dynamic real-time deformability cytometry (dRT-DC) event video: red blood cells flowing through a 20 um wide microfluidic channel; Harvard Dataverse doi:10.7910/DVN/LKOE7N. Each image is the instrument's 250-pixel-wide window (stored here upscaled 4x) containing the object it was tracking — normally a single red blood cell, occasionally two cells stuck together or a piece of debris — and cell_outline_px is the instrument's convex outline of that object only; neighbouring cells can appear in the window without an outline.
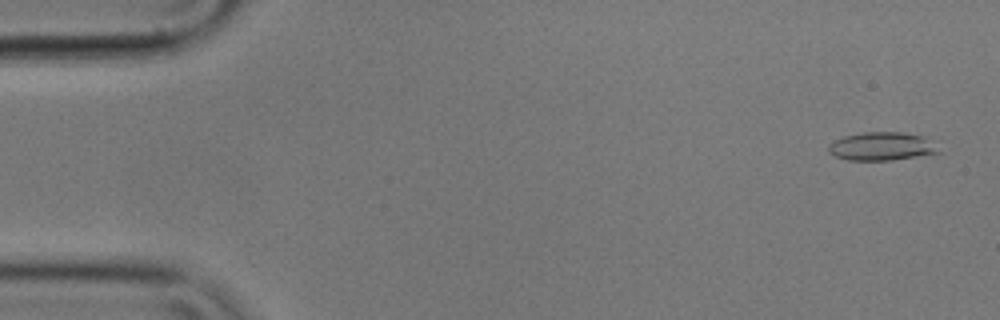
{"species": "common noctule bat (a hibernating species)", "species_latin": "Nyctalus noctula", "temperature_condition": "cold", "stored_images_in_passage": 56, "camera_frame_rate_fps": 3000, "um_per_image_px": 0.085, "animal": {"sex": "male", "body_mass_g": 17.9}, "frame": {"image": 1, "passage_image": 2, "time_ms": 0.333, "image_size_px": [1000, 320], "cell_outline_px": [[940, 152], [892, 160], [848, 160], [836, 156], [828, 152], [828, 144], [844, 136], [864, 132], [904, 132], [924, 136], [940, 140]], "centroid_in_image_um": [75.06, 12.42], "position_along_channel_um": 9.9, "area_um2": 18.55}}
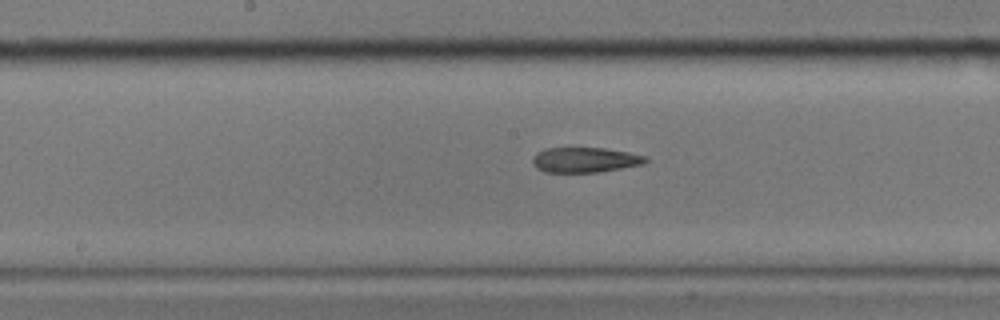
{"frame": {"image": 2, "passage_image": 28, "time_ms": 9.0, "image_size_px": [1000, 320], "cell_outline_px": [[648, 160], [644, 164], [596, 172], [544, 172], [536, 168], [532, 164], [532, 156], [536, 152], [544, 148], [604, 148], [628, 152], [644, 156]], "centroid_in_image_um": [49.65, 13.58], "position_along_channel_um": 198.5, "area_um2": 16.53}}
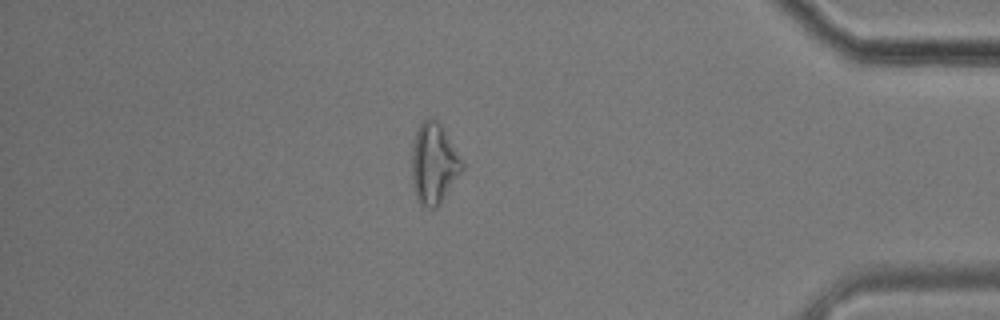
{"frame": {"image": 3, "passage_image": 48, "time_ms": 15.667, "image_size_px": [1000, 320], "cell_outline_px": [[464, 168], [440, 204], [436, 208], [428, 208], [420, 204], [416, 200], [412, 184], [412, 148], [416, 132], [420, 124], [424, 120], [432, 116], [440, 124], [464, 160]], "centroid_in_image_um": [36.88, 13.92], "position_along_channel_um": 398.3, "area_um2": 23.87}, "authors_computed_cell_mechanics": {"area_um2": 18.207, "velocity_mm_per_s": 3.5393, "shape_relaxation_time_tau1_ms": null, "shape_relaxation_time_tau2_ms": 6.3388, "deformation_change_tau1": null, "deformation_change_tau2": 0.1629}}